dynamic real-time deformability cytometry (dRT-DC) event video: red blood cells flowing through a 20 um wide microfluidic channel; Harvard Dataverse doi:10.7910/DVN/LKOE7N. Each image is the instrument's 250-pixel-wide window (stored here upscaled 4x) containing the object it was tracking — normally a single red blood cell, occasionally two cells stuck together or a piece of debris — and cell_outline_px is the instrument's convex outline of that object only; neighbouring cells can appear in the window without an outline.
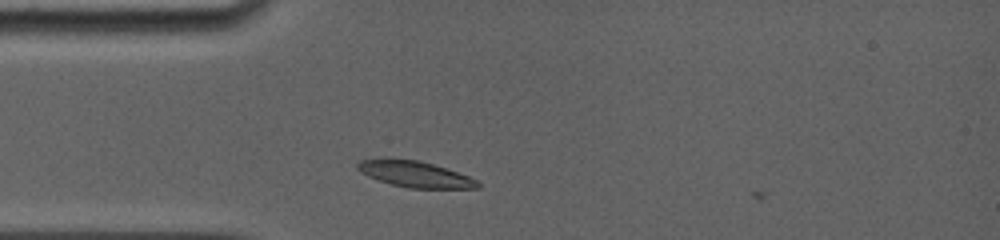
{"species": "common noctule bat (a hibernating species)", "species_latin": "Nyctalus noctula", "temperature_condition": "room temperature", "stored_images_in_passage": 2, "camera_frame_rate_fps": 5000, "um_per_image_px": 0.085, "animal": {"sex": "female", "body_mass_g": 19.0, "forearm_length_mm": 56.7}, "frame": {"image": 1, "passage_image": 1, "time_ms": 0.0, "image_size_px": [1000, 240], "cell_outline_px": [[480, 188], [408, 188], [392, 184], [368, 176], [360, 172], [356, 168], [356, 164], [360, 160], [420, 160], [468, 176], [476, 180], [480, 184]], "centroid_in_image_um": [35.29, 14.83], "position_along_channel_um": 49.7, "area_um2": 17.63}}